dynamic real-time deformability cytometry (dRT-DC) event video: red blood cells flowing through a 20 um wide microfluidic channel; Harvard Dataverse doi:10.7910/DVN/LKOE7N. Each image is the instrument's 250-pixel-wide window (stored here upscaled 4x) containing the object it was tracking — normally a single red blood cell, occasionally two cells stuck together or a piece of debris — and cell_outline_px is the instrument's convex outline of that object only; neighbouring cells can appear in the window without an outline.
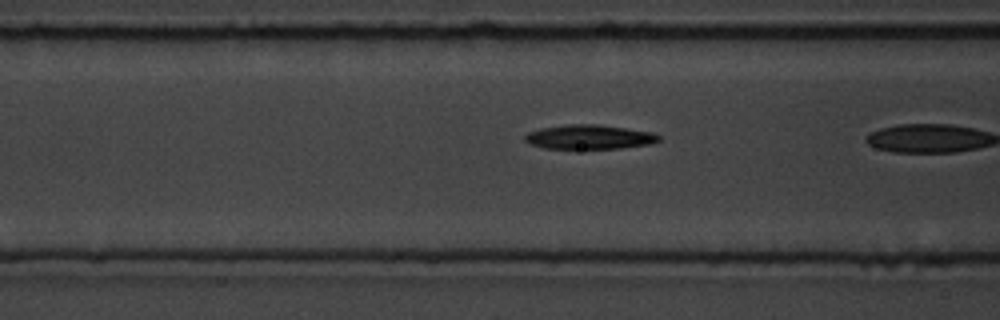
{"species": "common noctule bat (a hibernating species)", "species_latin": "Nyctalus noctula", "temperature_condition": "room temperature", "stored_images_in_passage": 19, "camera_frame_rate_fps": 3000, "um_per_image_px": 0.085, "animal": {"sex": "male", "body_mass_g": 19.5, "forearm_length_mm": 54.6}, "frame": {"image": 1, "passage_image": 18, "time_ms": 5.667, "image_size_px": [1000, 320], "cell_outline_px": [[660, 140], [652, 144], [620, 148], [544, 148], [528, 144], [524, 140], [524, 136], [528, 132], [540, 128], [568, 124], [596, 124], [652, 132], [660, 136]], "centroid_in_image_um": [50.06, 11.64], "position_along_channel_um": 116.5, "area_um2": 18.96}}